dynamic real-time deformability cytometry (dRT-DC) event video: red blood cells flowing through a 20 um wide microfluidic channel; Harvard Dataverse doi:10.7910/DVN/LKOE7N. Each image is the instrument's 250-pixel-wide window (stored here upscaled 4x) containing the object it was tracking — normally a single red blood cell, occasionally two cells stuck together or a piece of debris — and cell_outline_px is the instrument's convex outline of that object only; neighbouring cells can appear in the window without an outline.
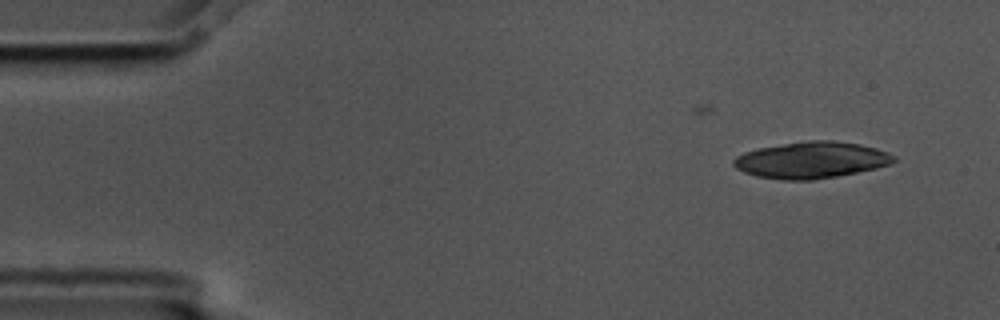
{"species": "common noctule bat (a hibernating species)", "species_latin": "Nyctalus noctula", "temperature_condition": "cold", "stored_images_in_passage": 5, "camera_frame_rate_fps": 3000, "um_per_image_px": 0.085, "animal": {"sex": "male", "body_mass_g": 17.5, "forearm_length_mm": 52.3}, "frame": {"image": 1, "passage_image": 5, "time_ms": 1.333, "image_size_px": [1000, 320], "cell_outline_px": [[896, 160], [888, 164], [876, 168], [836, 176], [812, 180], [784, 180], [756, 176], [744, 172], [736, 168], [732, 164], [732, 160], [736, 156], [744, 152], [756, 148], [808, 140], [832, 140], [860, 144], [876, 148], [888, 152], [896, 156]], "centroid_in_image_um": [68.94, 13.59], "position_along_channel_um": 16.1, "area_um2": 34.1}}